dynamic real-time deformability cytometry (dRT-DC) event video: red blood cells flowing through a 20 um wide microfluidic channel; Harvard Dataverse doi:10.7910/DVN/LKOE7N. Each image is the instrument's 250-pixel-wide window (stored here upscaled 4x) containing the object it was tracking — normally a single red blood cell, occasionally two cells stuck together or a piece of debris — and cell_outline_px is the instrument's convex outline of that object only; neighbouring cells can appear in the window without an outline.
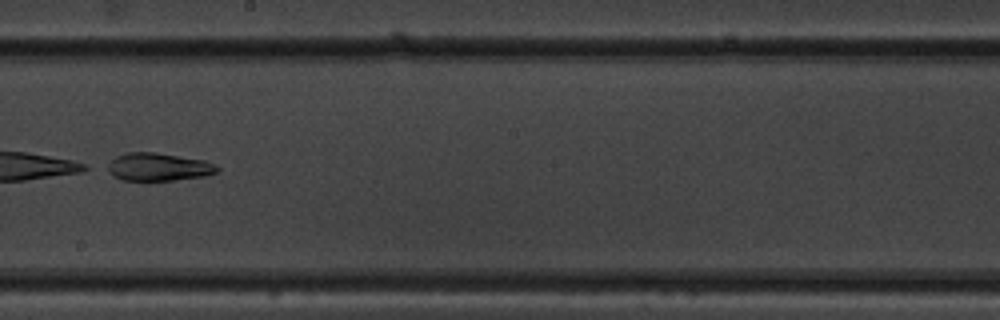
{"species": "common noctule bat (a hibernating species)", "species_latin": "Nyctalus noctula", "temperature_condition": "warm", "stored_images_in_passage": 51, "camera_frame_rate_fps": 3000, "um_per_image_px": 0.085, "animal": {"sex": "male", "body_mass_g": 19.5, "forearm_length_mm": 54.6}, "frame": {"image": 1, "passage_image": 30, "time_ms": 9.667, "image_size_px": [1000, 320], "cell_outline_px": [[220, 168], [216, 172], [204, 176], [172, 180], [124, 180], [112, 176], [100, 168], [116, 156], [128, 152], [156, 152], [204, 160], [216, 164]], "centroid_in_image_um": [13.37, 14.18], "position_along_channel_um": 234.8, "area_um2": 18.15}}